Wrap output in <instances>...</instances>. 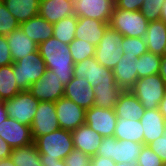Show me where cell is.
Here are the masks:
<instances>
[{"mask_svg":"<svg viewBox=\"0 0 166 166\" xmlns=\"http://www.w3.org/2000/svg\"><path fill=\"white\" fill-rule=\"evenodd\" d=\"M38 51L46 64L61 80L64 86L74 76V61L70 53L69 44L62 43L51 37L38 45Z\"/></svg>","mask_w":166,"mask_h":166,"instance_id":"1","label":"cell"},{"mask_svg":"<svg viewBox=\"0 0 166 166\" xmlns=\"http://www.w3.org/2000/svg\"><path fill=\"white\" fill-rule=\"evenodd\" d=\"M33 142L40 154V160H64L74 149L71 131L62 128L41 135Z\"/></svg>","mask_w":166,"mask_h":166,"instance_id":"2","label":"cell"},{"mask_svg":"<svg viewBox=\"0 0 166 166\" xmlns=\"http://www.w3.org/2000/svg\"><path fill=\"white\" fill-rule=\"evenodd\" d=\"M46 70V64L38 50L13 62V73L21 91H28L30 86L46 73Z\"/></svg>","mask_w":166,"mask_h":166,"instance_id":"3","label":"cell"},{"mask_svg":"<svg viewBox=\"0 0 166 166\" xmlns=\"http://www.w3.org/2000/svg\"><path fill=\"white\" fill-rule=\"evenodd\" d=\"M144 144L127 140H117L114 136L103 137L96 155L110 158L117 163L136 164Z\"/></svg>","mask_w":166,"mask_h":166,"instance_id":"4","label":"cell"},{"mask_svg":"<svg viewBox=\"0 0 166 166\" xmlns=\"http://www.w3.org/2000/svg\"><path fill=\"white\" fill-rule=\"evenodd\" d=\"M146 110L158 109L166 92V83L159 74L137 79L130 89Z\"/></svg>","mask_w":166,"mask_h":166,"instance_id":"5","label":"cell"},{"mask_svg":"<svg viewBox=\"0 0 166 166\" xmlns=\"http://www.w3.org/2000/svg\"><path fill=\"white\" fill-rule=\"evenodd\" d=\"M148 23L140 11L123 10L114 6L109 26L123 36L144 38Z\"/></svg>","mask_w":166,"mask_h":166,"instance_id":"6","label":"cell"},{"mask_svg":"<svg viewBox=\"0 0 166 166\" xmlns=\"http://www.w3.org/2000/svg\"><path fill=\"white\" fill-rule=\"evenodd\" d=\"M122 38L123 35L110 26L106 29L99 45L95 49L94 57L99 64L113 70L120 58L124 55Z\"/></svg>","mask_w":166,"mask_h":166,"instance_id":"7","label":"cell"},{"mask_svg":"<svg viewBox=\"0 0 166 166\" xmlns=\"http://www.w3.org/2000/svg\"><path fill=\"white\" fill-rule=\"evenodd\" d=\"M39 103L29 91H21L13 98L4 100L8 117L27 126L32 125Z\"/></svg>","mask_w":166,"mask_h":166,"instance_id":"8","label":"cell"},{"mask_svg":"<svg viewBox=\"0 0 166 166\" xmlns=\"http://www.w3.org/2000/svg\"><path fill=\"white\" fill-rule=\"evenodd\" d=\"M64 88L65 86L57 75L52 70L47 69L46 73L34 82L28 91L40 102H56L63 97Z\"/></svg>","mask_w":166,"mask_h":166,"instance_id":"9","label":"cell"},{"mask_svg":"<svg viewBox=\"0 0 166 166\" xmlns=\"http://www.w3.org/2000/svg\"><path fill=\"white\" fill-rule=\"evenodd\" d=\"M33 141L60 128L54 102L41 101L30 126Z\"/></svg>","mask_w":166,"mask_h":166,"instance_id":"10","label":"cell"},{"mask_svg":"<svg viewBox=\"0 0 166 166\" xmlns=\"http://www.w3.org/2000/svg\"><path fill=\"white\" fill-rule=\"evenodd\" d=\"M118 117L115 109L92 106L86 110L85 124L102 137L114 136Z\"/></svg>","mask_w":166,"mask_h":166,"instance_id":"11","label":"cell"},{"mask_svg":"<svg viewBox=\"0 0 166 166\" xmlns=\"http://www.w3.org/2000/svg\"><path fill=\"white\" fill-rule=\"evenodd\" d=\"M74 76H81L83 79H87L92 87L97 86L101 82H115L112 70L99 64L95 57H89L83 61L75 63Z\"/></svg>","mask_w":166,"mask_h":166,"instance_id":"12","label":"cell"},{"mask_svg":"<svg viewBox=\"0 0 166 166\" xmlns=\"http://www.w3.org/2000/svg\"><path fill=\"white\" fill-rule=\"evenodd\" d=\"M74 14L78 18H91L109 23L113 9L114 0H73Z\"/></svg>","mask_w":166,"mask_h":166,"instance_id":"13","label":"cell"},{"mask_svg":"<svg viewBox=\"0 0 166 166\" xmlns=\"http://www.w3.org/2000/svg\"><path fill=\"white\" fill-rule=\"evenodd\" d=\"M54 104L60 128L72 131L85 124L86 110L84 108L65 97Z\"/></svg>","mask_w":166,"mask_h":166,"instance_id":"14","label":"cell"},{"mask_svg":"<svg viewBox=\"0 0 166 166\" xmlns=\"http://www.w3.org/2000/svg\"><path fill=\"white\" fill-rule=\"evenodd\" d=\"M0 137L12 149L33 143L30 126L21 124L9 117L0 124Z\"/></svg>","mask_w":166,"mask_h":166,"instance_id":"15","label":"cell"},{"mask_svg":"<svg viewBox=\"0 0 166 166\" xmlns=\"http://www.w3.org/2000/svg\"><path fill=\"white\" fill-rule=\"evenodd\" d=\"M63 97L73 101L85 110L94 106L95 95L92 86L87 79H83L81 76H73L64 88Z\"/></svg>","mask_w":166,"mask_h":166,"instance_id":"16","label":"cell"},{"mask_svg":"<svg viewBox=\"0 0 166 166\" xmlns=\"http://www.w3.org/2000/svg\"><path fill=\"white\" fill-rule=\"evenodd\" d=\"M39 15L49 23L55 24L61 19L75 15L73 0H40Z\"/></svg>","mask_w":166,"mask_h":166,"instance_id":"17","label":"cell"},{"mask_svg":"<svg viewBox=\"0 0 166 166\" xmlns=\"http://www.w3.org/2000/svg\"><path fill=\"white\" fill-rule=\"evenodd\" d=\"M74 148L81 150L89 156H94L101 145L103 137L91 129L86 124H83L71 131Z\"/></svg>","mask_w":166,"mask_h":166,"instance_id":"18","label":"cell"},{"mask_svg":"<svg viewBox=\"0 0 166 166\" xmlns=\"http://www.w3.org/2000/svg\"><path fill=\"white\" fill-rule=\"evenodd\" d=\"M109 23L91 18H78L75 30V38L88 41L95 47L99 45Z\"/></svg>","mask_w":166,"mask_h":166,"instance_id":"19","label":"cell"},{"mask_svg":"<svg viewBox=\"0 0 166 166\" xmlns=\"http://www.w3.org/2000/svg\"><path fill=\"white\" fill-rule=\"evenodd\" d=\"M116 84L123 90H130L136 80L137 57L124 56L120 58L117 65L112 70Z\"/></svg>","mask_w":166,"mask_h":166,"instance_id":"20","label":"cell"},{"mask_svg":"<svg viewBox=\"0 0 166 166\" xmlns=\"http://www.w3.org/2000/svg\"><path fill=\"white\" fill-rule=\"evenodd\" d=\"M139 120L144 129V145L153 143L164 134L166 119L159 112V109L145 110L144 115Z\"/></svg>","mask_w":166,"mask_h":166,"instance_id":"21","label":"cell"},{"mask_svg":"<svg viewBox=\"0 0 166 166\" xmlns=\"http://www.w3.org/2000/svg\"><path fill=\"white\" fill-rule=\"evenodd\" d=\"M114 109L118 118L132 121L142 118L146 110L130 90H125L119 95Z\"/></svg>","mask_w":166,"mask_h":166,"instance_id":"22","label":"cell"},{"mask_svg":"<svg viewBox=\"0 0 166 166\" xmlns=\"http://www.w3.org/2000/svg\"><path fill=\"white\" fill-rule=\"evenodd\" d=\"M8 46L10 47L13 62L27 56L38 50V44L24 34L23 30L18 27L6 36Z\"/></svg>","mask_w":166,"mask_h":166,"instance_id":"23","label":"cell"},{"mask_svg":"<svg viewBox=\"0 0 166 166\" xmlns=\"http://www.w3.org/2000/svg\"><path fill=\"white\" fill-rule=\"evenodd\" d=\"M20 28L38 45L53 37V24L37 15L20 24Z\"/></svg>","mask_w":166,"mask_h":166,"instance_id":"24","label":"cell"},{"mask_svg":"<svg viewBox=\"0 0 166 166\" xmlns=\"http://www.w3.org/2000/svg\"><path fill=\"white\" fill-rule=\"evenodd\" d=\"M144 40L146 41L148 52L163 56L166 44V23L161 20L150 21Z\"/></svg>","mask_w":166,"mask_h":166,"instance_id":"25","label":"cell"},{"mask_svg":"<svg viewBox=\"0 0 166 166\" xmlns=\"http://www.w3.org/2000/svg\"><path fill=\"white\" fill-rule=\"evenodd\" d=\"M92 89L95 95L94 106L105 109H114L119 95L123 92L116 82H101Z\"/></svg>","mask_w":166,"mask_h":166,"instance_id":"26","label":"cell"},{"mask_svg":"<svg viewBox=\"0 0 166 166\" xmlns=\"http://www.w3.org/2000/svg\"><path fill=\"white\" fill-rule=\"evenodd\" d=\"M117 140H127L144 144V129L139 119L127 120L118 118L114 131Z\"/></svg>","mask_w":166,"mask_h":166,"instance_id":"27","label":"cell"},{"mask_svg":"<svg viewBox=\"0 0 166 166\" xmlns=\"http://www.w3.org/2000/svg\"><path fill=\"white\" fill-rule=\"evenodd\" d=\"M19 24L39 15L40 0H2Z\"/></svg>","mask_w":166,"mask_h":166,"instance_id":"28","label":"cell"},{"mask_svg":"<svg viewBox=\"0 0 166 166\" xmlns=\"http://www.w3.org/2000/svg\"><path fill=\"white\" fill-rule=\"evenodd\" d=\"M10 158L16 166H42L40 154L34 144L14 148Z\"/></svg>","mask_w":166,"mask_h":166,"instance_id":"29","label":"cell"},{"mask_svg":"<svg viewBox=\"0 0 166 166\" xmlns=\"http://www.w3.org/2000/svg\"><path fill=\"white\" fill-rule=\"evenodd\" d=\"M19 89L13 73V64L0 67V100H8L17 95Z\"/></svg>","mask_w":166,"mask_h":166,"instance_id":"30","label":"cell"},{"mask_svg":"<svg viewBox=\"0 0 166 166\" xmlns=\"http://www.w3.org/2000/svg\"><path fill=\"white\" fill-rule=\"evenodd\" d=\"M78 23L76 15L68 16L53 24V37L62 43L70 44L75 39V30Z\"/></svg>","mask_w":166,"mask_h":166,"instance_id":"31","label":"cell"},{"mask_svg":"<svg viewBox=\"0 0 166 166\" xmlns=\"http://www.w3.org/2000/svg\"><path fill=\"white\" fill-rule=\"evenodd\" d=\"M162 56L151 52H146L137 57L138 79L159 73Z\"/></svg>","mask_w":166,"mask_h":166,"instance_id":"32","label":"cell"},{"mask_svg":"<svg viewBox=\"0 0 166 166\" xmlns=\"http://www.w3.org/2000/svg\"><path fill=\"white\" fill-rule=\"evenodd\" d=\"M69 47L74 63H78L86 58L95 56L96 47L88 41L75 38L69 44Z\"/></svg>","mask_w":166,"mask_h":166,"instance_id":"33","label":"cell"},{"mask_svg":"<svg viewBox=\"0 0 166 166\" xmlns=\"http://www.w3.org/2000/svg\"><path fill=\"white\" fill-rule=\"evenodd\" d=\"M122 48L124 51V56L129 57H140L147 52L146 41L141 37L123 36Z\"/></svg>","mask_w":166,"mask_h":166,"instance_id":"34","label":"cell"},{"mask_svg":"<svg viewBox=\"0 0 166 166\" xmlns=\"http://www.w3.org/2000/svg\"><path fill=\"white\" fill-rule=\"evenodd\" d=\"M20 27L19 22L8 11L6 5L0 0V35L7 36Z\"/></svg>","mask_w":166,"mask_h":166,"instance_id":"35","label":"cell"},{"mask_svg":"<svg viewBox=\"0 0 166 166\" xmlns=\"http://www.w3.org/2000/svg\"><path fill=\"white\" fill-rule=\"evenodd\" d=\"M165 0H144L140 12L150 21H158L161 16V7Z\"/></svg>","mask_w":166,"mask_h":166,"instance_id":"36","label":"cell"},{"mask_svg":"<svg viewBox=\"0 0 166 166\" xmlns=\"http://www.w3.org/2000/svg\"><path fill=\"white\" fill-rule=\"evenodd\" d=\"M162 159L148 146L143 145L137 157V166H163Z\"/></svg>","mask_w":166,"mask_h":166,"instance_id":"37","label":"cell"},{"mask_svg":"<svg viewBox=\"0 0 166 166\" xmlns=\"http://www.w3.org/2000/svg\"><path fill=\"white\" fill-rule=\"evenodd\" d=\"M64 161L67 166H91V156L75 148L69 153Z\"/></svg>","mask_w":166,"mask_h":166,"instance_id":"38","label":"cell"},{"mask_svg":"<svg viewBox=\"0 0 166 166\" xmlns=\"http://www.w3.org/2000/svg\"><path fill=\"white\" fill-rule=\"evenodd\" d=\"M166 163V127L164 134L148 145Z\"/></svg>","mask_w":166,"mask_h":166,"instance_id":"39","label":"cell"},{"mask_svg":"<svg viewBox=\"0 0 166 166\" xmlns=\"http://www.w3.org/2000/svg\"><path fill=\"white\" fill-rule=\"evenodd\" d=\"M13 64L6 36L0 35V67Z\"/></svg>","mask_w":166,"mask_h":166,"instance_id":"40","label":"cell"},{"mask_svg":"<svg viewBox=\"0 0 166 166\" xmlns=\"http://www.w3.org/2000/svg\"><path fill=\"white\" fill-rule=\"evenodd\" d=\"M115 7L123 10L139 11L144 0H115Z\"/></svg>","mask_w":166,"mask_h":166,"instance_id":"41","label":"cell"},{"mask_svg":"<svg viewBox=\"0 0 166 166\" xmlns=\"http://www.w3.org/2000/svg\"><path fill=\"white\" fill-rule=\"evenodd\" d=\"M116 163L110 158L104 156L94 155L91 156V166H115Z\"/></svg>","mask_w":166,"mask_h":166,"instance_id":"42","label":"cell"},{"mask_svg":"<svg viewBox=\"0 0 166 166\" xmlns=\"http://www.w3.org/2000/svg\"><path fill=\"white\" fill-rule=\"evenodd\" d=\"M12 150L9 144L0 137V159L10 157Z\"/></svg>","mask_w":166,"mask_h":166,"instance_id":"43","label":"cell"},{"mask_svg":"<svg viewBox=\"0 0 166 166\" xmlns=\"http://www.w3.org/2000/svg\"><path fill=\"white\" fill-rule=\"evenodd\" d=\"M42 166H67L64 160H41Z\"/></svg>","mask_w":166,"mask_h":166,"instance_id":"44","label":"cell"},{"mask_svg":"<svg viewBox=\"0 0 166 166\" xmlns=\"http://www.w3.org/2000/svg\"><path fill=\"white\" fill-rule=\"evenodd\" d=\"M158 74L166 83V56H162L160 70Z\"/></svg>","mask_w":166,"mask_h":166,"instance_id":"45","label":"cell"},{"mask_svg":"<svg viewBox=\"0 0 166 166\" xmlns=\"http://www.w3.org/2000/svg\"><path fill=\"white\" fill-rule=\"evenodd\" d=\"M8 118V114L6 112L4 101L0 100V124Z\"/></svg>","mask_w":166,"mask_h":166,"instance_id":"46","label":"cell"},{"mask_svg":"<svg viewBox=\"0 0 166 166\" xmlns=\"http://www.w3.org/2000/svg\"><path fill=\"white\" fill-rule=\"evenodd\" d=\"M158 109H159V112L166 119V92H165L164 98L162 99L161 103L159 104Z\"/></svg>","mask_w":166,"mask_h":166,"instance_id":"47","label":"cell"},{"mask_svg":"<svg viewBox=\"0 0 166 166\" xmlns=\"http://www.w3.org/2000/svg\"><path fill=\"white\" fill-rule=\"evenodd\" d=\"M0 166H16L10 157L0 159Z\"/></svg>","mask_w":166,"mask_h":166,"instance_id":"48","label":"cell"},{"mask_svg":"<svg viewBox=\"0 0 166 166\" xmlns=\"http://www.w3.org/2000/svg\"><path fill=\"white\" fill-rule=\"evenodd\" d=\"M160 20L166 23V0L164 1L161 7V16Z\"/></svg>","mask_w":166,"mask_h":166,"instance_id":"49","label":"cell"},{"mask_svg":"<svg viewBox=\"0 0 166 166\" xmlns=\"http://www.w3.org/2000/svg\"><path fill=\"white\" fill-rule=\"evenodd\" d=\"M136 164H128V163H117L115 166H135Z\"/></svg>","mask_w":166,"mask_h":166,"instance_id":"50","label":"cell"},{"mask_svg":"<svg viewBox=\"0 0 166 166\" xmlns=\"http://www.w3.org/2000/svg\"><path fill=\"white\" fill-rule=\"evenodd\" d=\"M163 56H166V44H165V47H164V50H163Z\"/></svg>","mask_w":166,"mask_h":166,"instance_id":"51","label":"cell"}]
</instances>
